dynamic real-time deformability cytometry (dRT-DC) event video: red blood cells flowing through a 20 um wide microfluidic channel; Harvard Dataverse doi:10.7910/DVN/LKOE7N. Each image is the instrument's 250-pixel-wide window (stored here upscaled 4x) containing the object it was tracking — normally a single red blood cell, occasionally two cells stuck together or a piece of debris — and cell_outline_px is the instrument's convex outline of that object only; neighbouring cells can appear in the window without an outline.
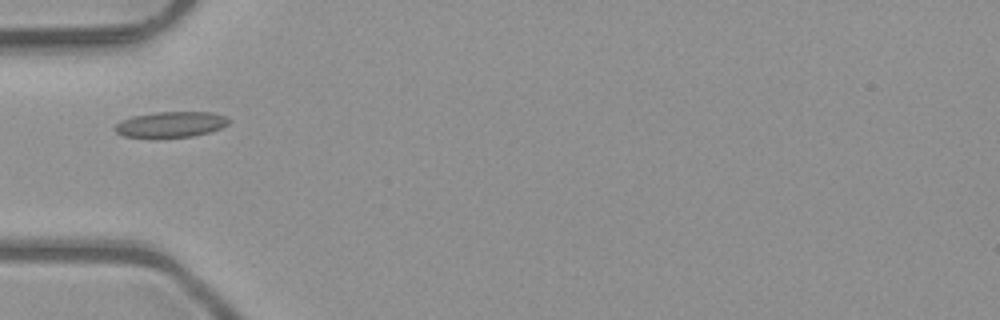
{"species": "common noctule bat (a hibernating species)", "species_latin": "Nyctalus noctula", "temperature_condition": "room temperature", "stored_images_in_passage": 2, "camera_frame_rate_fps": 3000, "um_per_image_px": 0.085, "animal": {"sex": "male", "body_mass_g": 23.1, "forearm_length_mm": 52.7}, "frame": {"image": 1, "passage_image": 2, "time_ms": 0.333, "image_size_px": [1000, 320], "cell_outline_px": [[232, 120], [228, 124], [220, 128], [208, 132], [192, 136], [124, 136], [116, 132], [112, 128], [120, 120], [132, 116], [156, 112], [212, 112], [224, 116]], "centroid_in_image_um": [14.52, 10.55], "position_along_channel_um": 70.5, "area_um2": 16.7}}